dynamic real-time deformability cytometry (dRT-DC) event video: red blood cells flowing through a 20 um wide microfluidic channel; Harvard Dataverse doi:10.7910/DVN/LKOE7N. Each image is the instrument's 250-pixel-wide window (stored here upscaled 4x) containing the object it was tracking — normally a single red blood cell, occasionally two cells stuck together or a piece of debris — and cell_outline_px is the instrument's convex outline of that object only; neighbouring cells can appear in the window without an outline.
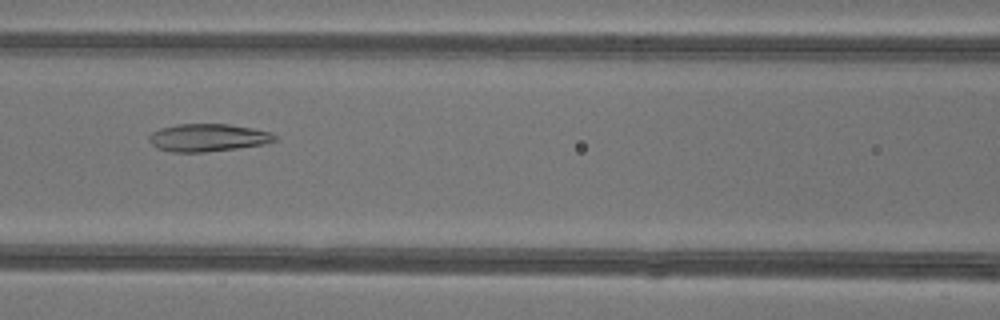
{"species": "common noctule bat (a hibernating species)", "species_latin": "Nyctalus noctula", "temperature_condition": "warm", "stored_images_in_passage": 36, "camera_frame_rate_fps": 3000, "um_per_image_px": 0.085, "animal": {"sex": "female"}, "frame": {"image": 1, "passage_image": 10, "time_ms": 3.0, "image_size_px": [1000, 320], "cell_outline_px": [[276, 140], [264, 144], [236, 148], [204, 152], [172, 152], [156, 148], [148, 140], [148, 136], [152, 132], [160, 128], [176, 124], [228, 124], [252, 128], [272, 132], [276, 136]], "centroid_in_image_um": [17.64, 11.69], "position_along_channel_um": 149.0, "area_um2": 20.29}}
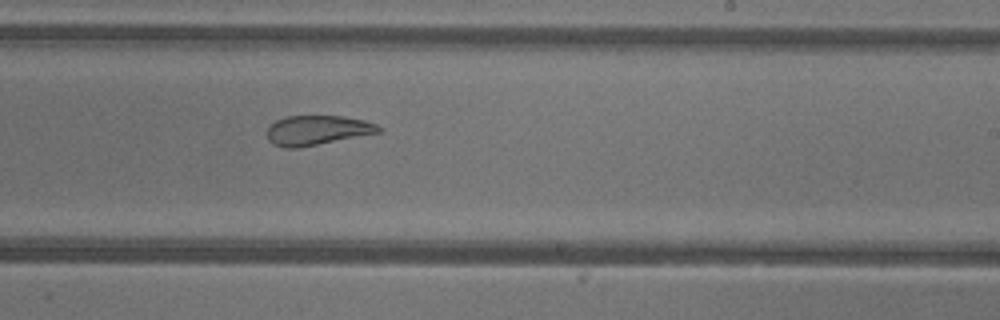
{"frame": {"image": 2, "passage_image": 18, "time_ms": 5.667, "image_size_px": [1000, 320], "cell_outline_px": [[384, 128], [380, 132], [296, 148], [284, 148], [272, 144], [268, 140], [268, 128], [276, 120], [284, 116], [344, 116], [364, 120], [376, 124]], "centroid_in_image_um": [26.96, 11.06], "position_along_channel_um": 262.0, "area_um2": 19.13}}
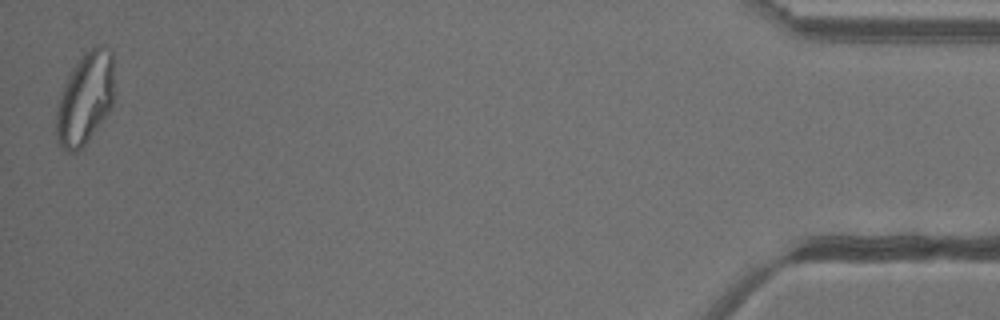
{"frame": {"image": 3, "passage_image": 36, "time_ms": 11.667, "image_size_px": [1000, 320], "cell_outline_px": [[112, 104], [108, 112], [84, 144], [76, 152], [68, 152], [56, 140], [56, 112], [60, 92], [68, 72], [80, 56], [84, 52], [100, 44], [104, 44], [112, 52]], "centroid_in_image_um": [7.19, 8.32], "position_along_channel_um": 428.0, "area_um2": 30.92}, "authors_computed_cell_mechanics": {"area_um2": 22.253, "velocity_mm_per_s": 4.2565, "shape_relaxation_time_tau1_ms": null, "shape_relaxation_time_tau2_ms": 1.9081, "deformation_change_tau1": null, "deformation_change_tau2": 0.0879}}